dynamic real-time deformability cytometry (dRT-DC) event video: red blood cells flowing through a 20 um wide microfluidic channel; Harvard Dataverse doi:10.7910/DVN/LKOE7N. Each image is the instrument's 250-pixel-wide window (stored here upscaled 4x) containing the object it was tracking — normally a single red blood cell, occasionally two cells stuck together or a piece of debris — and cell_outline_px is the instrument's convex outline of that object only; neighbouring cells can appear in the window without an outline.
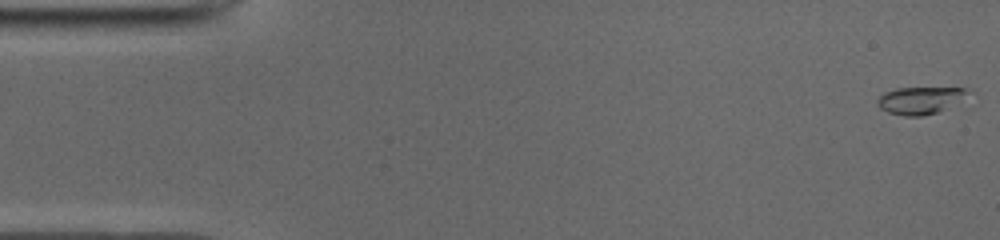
{"species": "common noctule bat (a hibernating species)", "species_latin": "Nyctalus noctula", "temperature_condition": "cold", "stored_images_in_passage": 51, "camera_frame_rate_fps": 3000, "um_per_image_px": 0.085, "animal": {"sex": "male", "body_mass_g": 19.0, "forearm_length_mm": 50.8}, "frame": {"image": 1, "passage_image": 1, "time_ms": 0.0, "image_size_px": [1000, 240], "cell_outline_px": [[968, 92], [944, 108], [936, 112], [920, 116], [904, 116], [888, 112], [880, 108], [876, 100], [884, 92], [896, 88], [968, 88]], "centroid_in_image_um": [78.08, 8.52], "position_along_channel_um": 6.9, "area_um2": 13.7}}
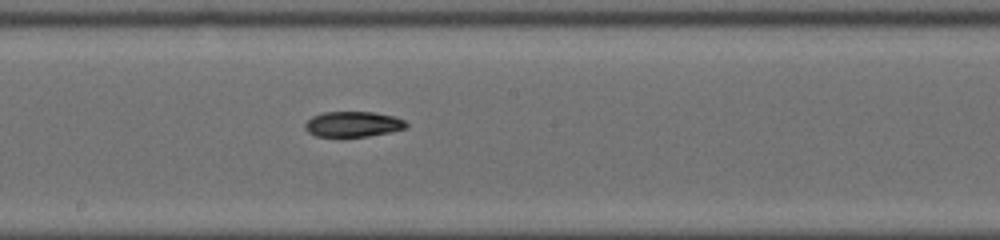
{"frame": {"image": 2, "passage_image": 27, "time_ms": 8.667, "image_size_px": [1000, 240], "cell_outline_px": [[408, 124], [404, 128], [392, 132], [368, 136], [316, 136], [308, 132], [304, 128], [304, 124], [312, 116], [324, 112], [372, 112], [392, 116], [404, 120]], "centroid_in_image_um": [29.98, 10.55], "position_along_channel_um": 218.2, "area_um2": 14.85}}
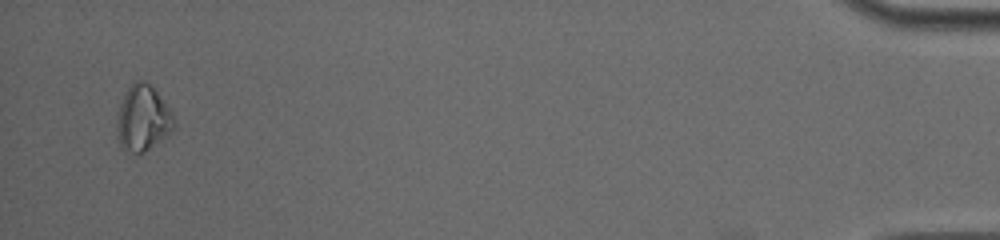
{"frame": {"image": 3, "passage_image": 49, "time_ms": 16.0, "image_size_px": [1000, 240], "cell_outline_px": [[176, 124], [160, 140], [144, 152], [132, 152], [120, 144], [116, 128], [120, 104], [128, 88], [136, 80], [144, 80], [152, 84], [172, 112], [176, 120]], "centroid_in_image_um": [12.16, 9.99], "position_along_channel_um": 423.0, "area_um2": 21.44}}